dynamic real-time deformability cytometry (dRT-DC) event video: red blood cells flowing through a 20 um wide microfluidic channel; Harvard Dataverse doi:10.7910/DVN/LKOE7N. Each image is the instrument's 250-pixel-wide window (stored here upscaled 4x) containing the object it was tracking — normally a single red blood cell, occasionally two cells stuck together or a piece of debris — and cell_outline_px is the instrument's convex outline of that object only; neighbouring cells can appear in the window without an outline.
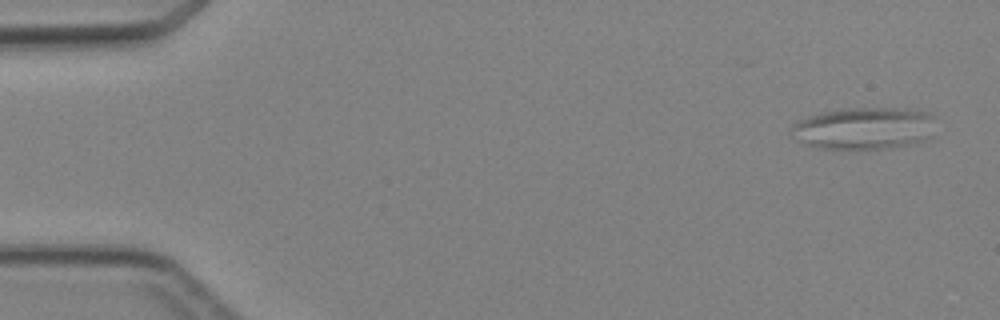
{"species": "Egyptian fruit bat (a non-hibernating species)", "species_latin": "Rousettus aegyptiacus", "temperature_condition": "cold", "stored_images_in_passage": 4, "camera_frame_rate_fps": 3000, "um_per_image_px": 0.085, "animal": {"sex": "female"}, "frame": {"image": 1, "passage_image": 1, "time_ms": 0.0, "image_size_px": [1000, 320], "cell_outline_px": [[932, 116], [928, 136], [924, 140], [912, 144], [892, 148], [820, 148], [804, 144], [796, 140], [788, 128], [792, 124], [800, 120], [824, 112], [840, 108], [904, 108], [928, 112]], "centroid_in_image_um": [73.37, 10.9], "position_along_channel_um": 11.6, "area_um2": 35.03}}